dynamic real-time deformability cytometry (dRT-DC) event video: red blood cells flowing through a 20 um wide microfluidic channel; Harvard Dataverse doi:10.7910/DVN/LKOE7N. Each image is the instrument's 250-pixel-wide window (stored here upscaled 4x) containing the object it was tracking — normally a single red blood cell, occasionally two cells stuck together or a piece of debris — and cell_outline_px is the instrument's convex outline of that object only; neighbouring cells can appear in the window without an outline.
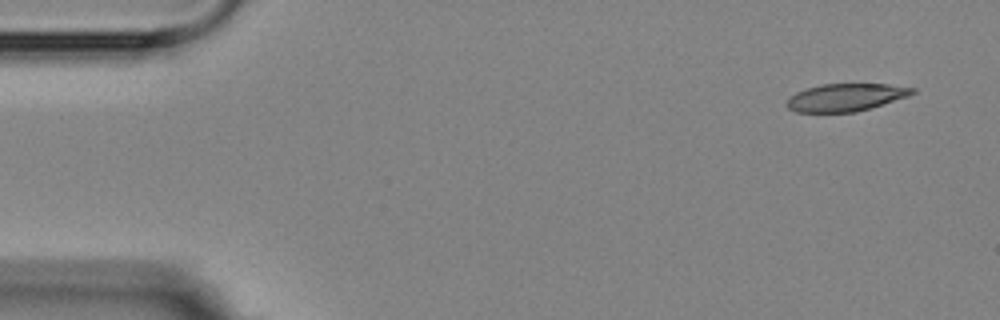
{"species": "Egyptian fruit bat (a non-hibernating species)", "species_latin": "Rousettus aegyptiacus", "temperature_condition": "room temperature", "stored_images_in_passage": 3, "camera_frame_rate_fps": 3000, "um_per_image_px": 0.085, "animal": {"sex": "female"}, "frame": {"image": 1, "passage_image": 1, "time_ms": 0.0, "image_size_px": [1000, 320], "cell_outline_px": [[916, 92], [908, 96], [856, 112], [796, 112], [788, 108], [784, 104], [796, 92], [820, 84], [888, 84], [916, 88]], "centroid_in_image_um": [71.89, 8.27], "position_along_channel_um": 13.1, "area_um2": 20.06}}